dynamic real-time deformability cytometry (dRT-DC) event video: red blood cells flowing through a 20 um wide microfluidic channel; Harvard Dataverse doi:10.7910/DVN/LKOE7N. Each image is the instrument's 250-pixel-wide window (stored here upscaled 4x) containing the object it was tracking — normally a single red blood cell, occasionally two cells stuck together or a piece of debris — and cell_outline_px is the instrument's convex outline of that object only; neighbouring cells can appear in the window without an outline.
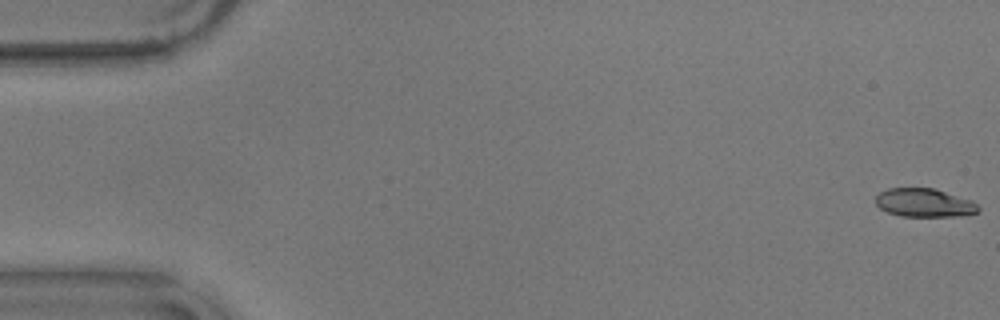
{"species": "common noctule bat (a hibernating species)", "species_latin": "Nyctalus noctula", "temperature_condition": "warm", "stored_images_in_passage": 57, "camera_frame_rate_fps": 3000, "um_per_image_px": 0.085, "animal": {"sex": "male", "body_mass_g": 17.9}, "frame": {"image": 1, "passage_image": 1, "time_ms": 0.0, "image_size_px": [1000, 320], "cell_outline_px": [[980, 208], [976, 212], [960, 216], [900, 216], [888, 212], [880, 208], [876, 204], [876, 196], [880, 192], [888, 188], [936, 188], [972, 200]], "centroid_in_image_um": [78.57, 17.22], "position_along_channel_um": 6.4, "area_um2": 17.05}}
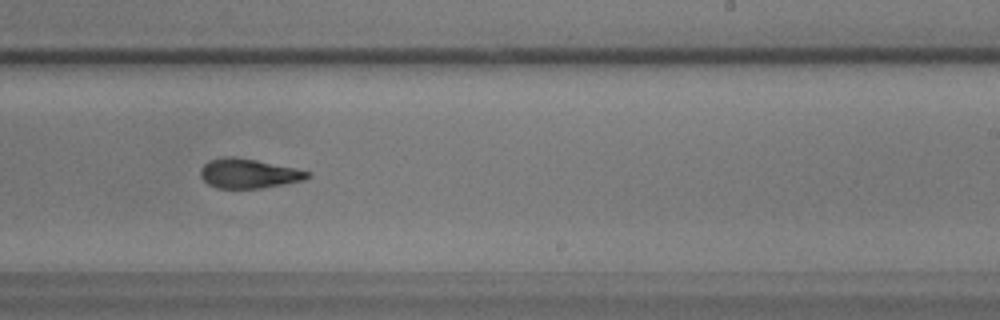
{"frame": {"image": 2, "passage_image": 35, "time_ms": 11.333, "image_size_px": [1000, 320], "cell_outline_px": [[312, 176], [304, 180], [260, 188], [216, 188], [208, 184], [200, 176], [200, 168], [208, 160], [224, 156], [236, 156], [296, 168], [312, 172]], "centroid_in_image_um": [21.12, 14.73], "position_along_channel_um": 267.9, "area_um2": 18.55}}
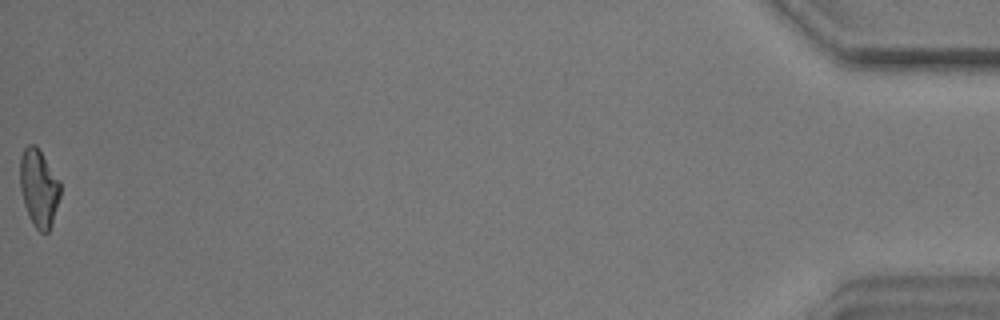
{"frame": {"image": 3, "passage_image": 57, "time_ms": 18.667, "image_size_px": [1000, 320], "cell_outline_px": [[60, 196], [48, 232], [40, 232], [32, 224], [28, 216], [24, 204], [20, 188], [20, 156], [24, 148], [28, 144], [36, 144], [60, 180]], "centroid_in_image_um": [3.28, 15.94], "position_along_channel_um": 431.9, "area_um2": 18.21}, "authors_computed_cell_mechanics": {"area_um2": 18.5538, "velocity_mm_per_s": 3.5863, "shape_relaxation_time_tau1_ms": 4.3749, "shape_relaxation_time_tau2_ms": 2.6063, "deformation_change_tau1": 0.1468, "deformation_change_tau2": 0.1036}}